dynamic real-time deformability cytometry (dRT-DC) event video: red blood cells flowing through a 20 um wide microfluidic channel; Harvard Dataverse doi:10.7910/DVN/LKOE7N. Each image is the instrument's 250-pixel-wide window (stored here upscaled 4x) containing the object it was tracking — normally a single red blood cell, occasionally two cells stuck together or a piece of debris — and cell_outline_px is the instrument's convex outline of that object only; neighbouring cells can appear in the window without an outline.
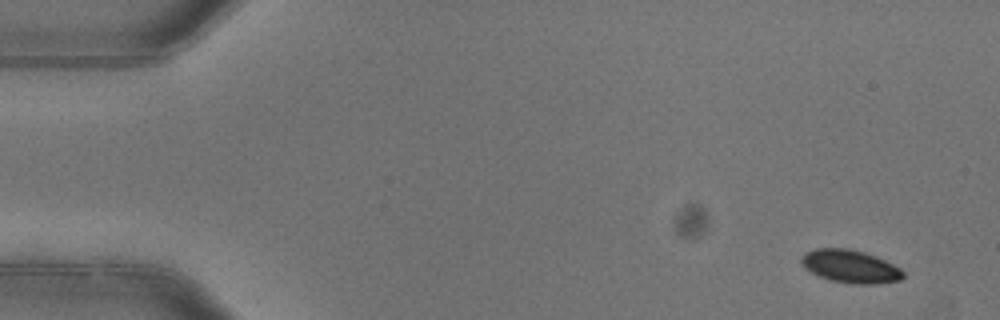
{"species": "common noctule bat (a hibernating species)", "species_latin": "Nyctalus noctula", "temperature_condition": "warm", "stored_images_in_passage": 5, "camera_frame_rate_fps": 3000, "um_per_image_px": 0.085, "animal": {"sex": "female"}, "frame": {"image": 1, "passage_image": 1, "time_ms": 0.0, "image_size_px": [1000, 320], "cell_outline_px": [[904, 276], [900, 280], [872, 284], [852, 284], [832, 280], [820, 276], [804, 268], [800, 260], [800, 256], [804, 252], [816, 248], [848, 248], [864, 252], [876, 256], [900, 268], [904, 272]], "centroid_in_image_um": [72.25, 22.63], "position_along_channel_um": 12.8, "area_um2": 19.54}}
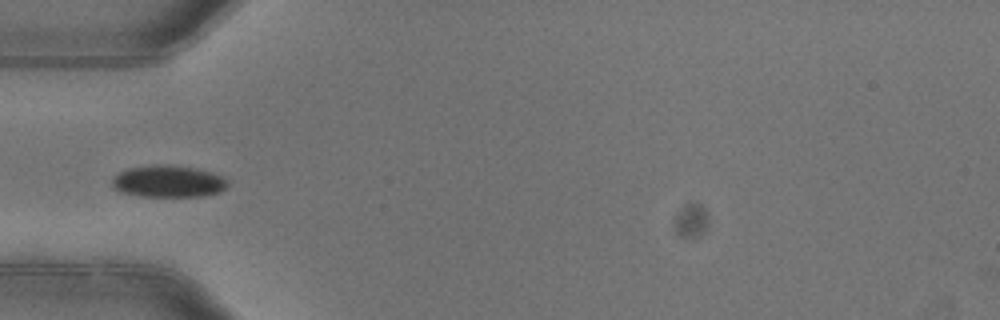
{"frame": {"image": 2, "passage_image": 5, "time_ms": 1.333, "image_size_px": [1000, 320], "cell_outline_px": [[228, 184], [220, 192], [204, 196], [140, 196], [120, 192], [112, 188], [112, 176], [128, 168], [152, 164], [160, 164], [196, 168], [212, 172], [224, 176], [228, 180]], "centroid_in_image_um": [14.29, 15.41], "position_along_channel_um": 70.7, "area_um2": 21.73}}